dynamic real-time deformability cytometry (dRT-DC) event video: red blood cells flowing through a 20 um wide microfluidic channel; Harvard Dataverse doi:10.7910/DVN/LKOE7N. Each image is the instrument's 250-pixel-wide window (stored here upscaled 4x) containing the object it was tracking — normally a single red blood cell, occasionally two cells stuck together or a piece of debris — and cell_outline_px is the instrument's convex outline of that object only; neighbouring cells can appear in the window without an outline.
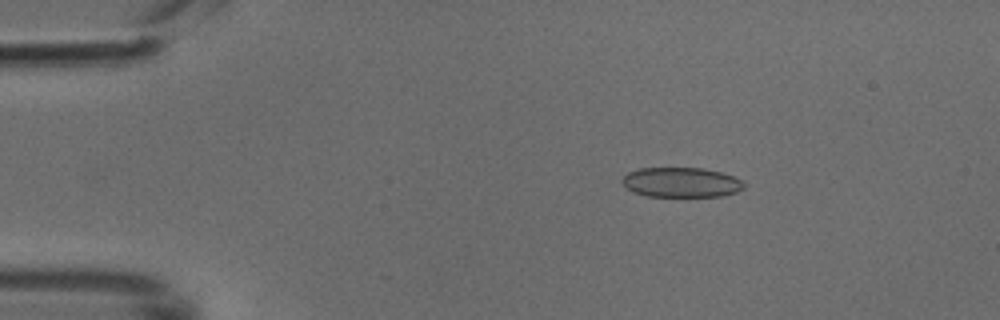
{"species": "common noctule bat (a hibernating species)", "species_latin": "Nyctalus noctula", "temperature_condition": "cold", "stored_images_in_passage": 49, "camera_frame_rate_fps": 3000, "um_per_image_px": 0.085, "animal": {"sex": "male", "body_mass_g": 18.8}, "frame": {"image": 1, "passage_image": 8, "time_ms": 2.333, "image_size_px": [1000, 320], "cell_outline_px": [[744, 188], [736, 192], [720, 196], [648, 196], [632, 192], [620, 180], [628, 172], [640, 168], [704, 168], [720, 172], [732, 176], [740, 180], [744, 184]], "centroid_in_image_um": [57.88, 15.5], "position_along_channel_um": 27.1, "area_um2": 21.04}}
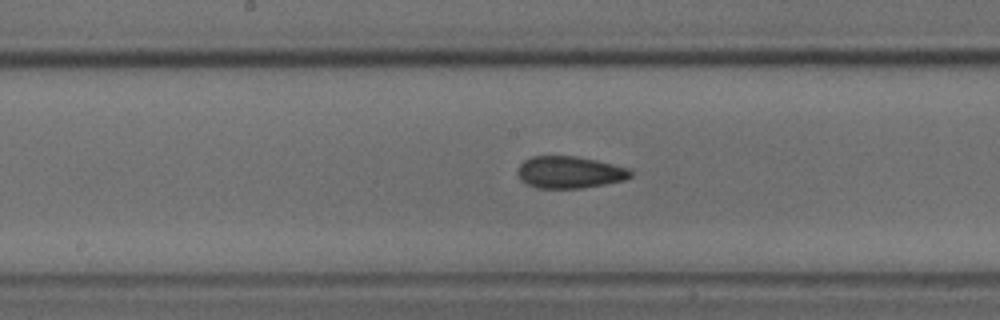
{"frame": {"image": 2, "passage_image": 25, "time_ms": 8.0, "image_size_px": [1000, 320], "cell_outline_px": [[632, 176], [624, 180], [604, 184], [580, 188], [536, 188], [520, 180], [516, 172], [520, 164], [524, 160], [532, 156], [576, 156], [596, 160], [628, 168], [632, 172]], "centroid_in_image_um": [48.38, 14.64], "position_along_channel_um": 199.8, "area_um2": 21.04}}
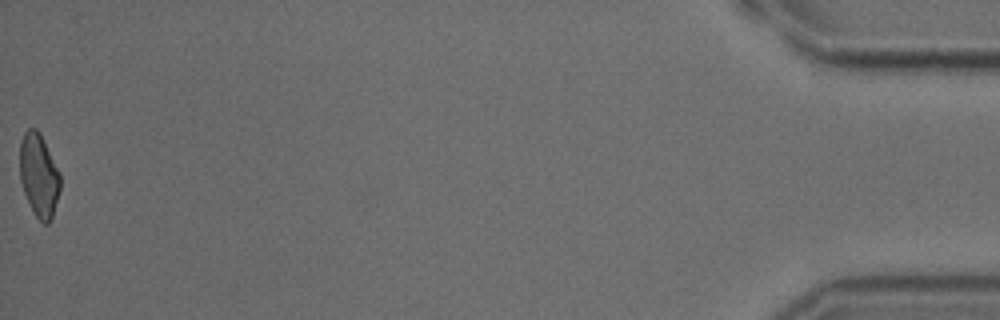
{"frame": {"image": 3, "passage_image": 49, "time_ms": 16.0, "image_size_px": [1000, 320], "cell_outline_px": [[60, 188], [52, 216], [48, 224], [44, 224], [36, 216], [24, 192], [20, 180], [20, 140], [24, 132], [28, 128], [36, 128], [40, 132], [60, 172]], "centroid_in_image_um": [3.3, 14.85], "position_along_channel_um": 431.9, "area_um2": 19.48}}